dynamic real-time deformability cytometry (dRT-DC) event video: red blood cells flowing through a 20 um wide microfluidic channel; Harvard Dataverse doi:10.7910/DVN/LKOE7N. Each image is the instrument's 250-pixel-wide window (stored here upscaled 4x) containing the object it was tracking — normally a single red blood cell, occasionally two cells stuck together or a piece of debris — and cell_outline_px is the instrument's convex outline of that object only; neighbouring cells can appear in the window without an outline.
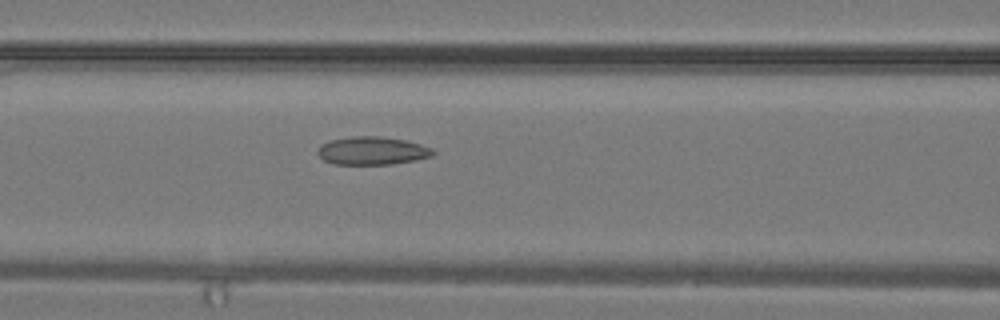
{"species": "common noctule bat (a hibernating species)", "species_latin": "Nyctalus noctula", "temperature_condition": "warm", "stored_images_in_passage": 20, "camera_frame_rate_fps": 3000, "um_per_image_px": 0.085, "animal": {"sex": "male", "body_mass_g": 19.2, "forearm_length_mm": 51.8}, "frame": {"image": 1, "passage_image": 5, "time_ms": 1.333, "image_size_px": [1000, 320], "cell_outline_px": [[436, 152], [432, 156], [416, 160], [392, 164], [332, 164], [324, 160], [316, 152], [320, 144], [332, 140], [352, 136], [380, 136], [404, 140], [420, 144], [432, 148]], "centroid_in_image_um": [31.63, 12.81], "position_along_channel_um": 135.0, "area_um2": 18.9}}
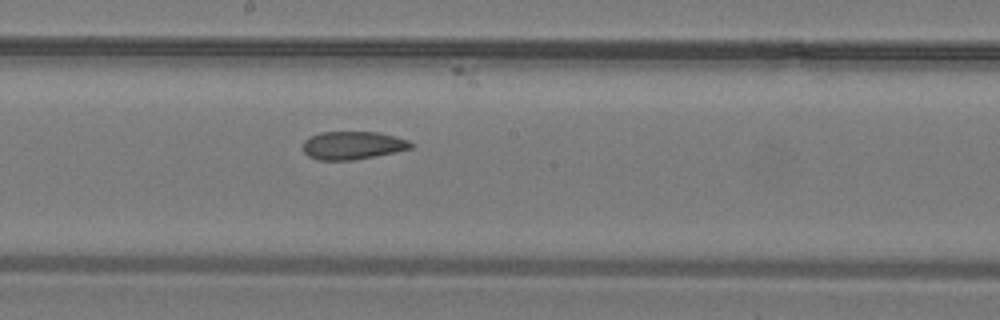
{"frame": {"image": 2, "passage_image": 9, "time_ms": 2.667, "image_size_px": [1000, 320], "cell_outline_px": [[412, 148], [396, 152], [376, 156], [352, 160], [320, 160], [308, 156], [304, 152], [304, 140], [320, 132], [376, 132], [396, 136], [408, 140], [412, 144]], "centroid_in_image_um": [29.99, 12.36], "position_along_channel_um": 218.2, "area_um2": 17.57}}
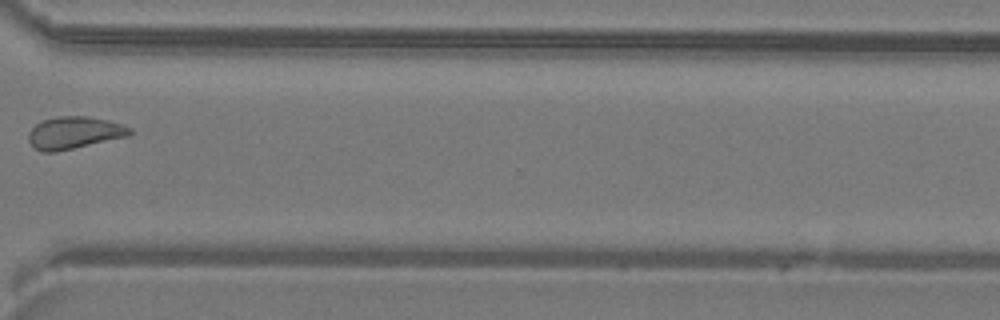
{"frame": {"image": 3, "passage_image": 16, "time_ms": 5.0, "image_size_px": [1000, 320], "cell_outline_px": [[132, 132], [128, 136], [56, 152], [44, 152], [36, 148], [28, 140], [28, 132], [36, 124], [44, 120], [60, 116], [88, 116], [108, 120], [132, 128]], "centroid_in_image_um": [6.31, 11.28], "position_along_channel_um": 364.3, "area_um2": 18.84}}